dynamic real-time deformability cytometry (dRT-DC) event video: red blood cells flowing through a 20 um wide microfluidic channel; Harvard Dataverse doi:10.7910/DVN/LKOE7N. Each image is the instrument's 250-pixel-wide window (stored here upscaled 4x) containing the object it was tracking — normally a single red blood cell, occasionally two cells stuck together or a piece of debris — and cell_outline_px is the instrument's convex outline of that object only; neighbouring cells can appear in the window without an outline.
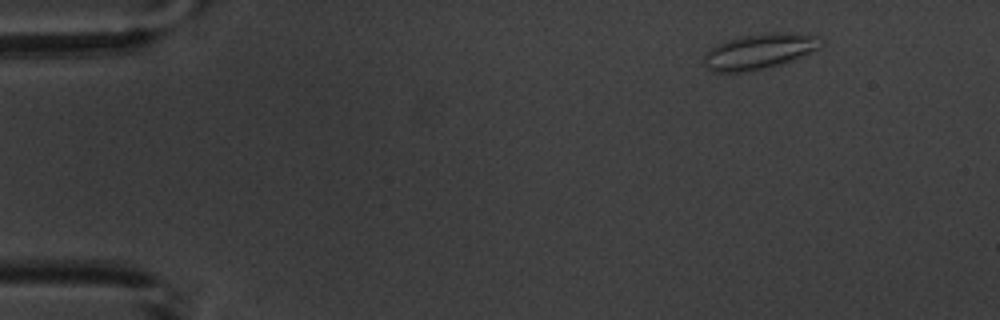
{"species": "common noctule bat (a hibernating species)", "species_latin": "Nyctalus noctula", "temperature_condition": "warm", "stored_images_in_passage": 4, "camera_frame_rate_fps": 3000, "um_per_image_px": 0.085, "animal": {"sex": "male", "body_mass_g": 20.1, "forearm_length_mm": 53.5}, "frame": {"image": 1, "passage_image": 1, "time_ms": 0.0, "image_size_px": [1000, 320], "cell_outline_px": [[820, 48], [784, 64], [752, 72], [712, 72], [704, 64], [704, 52], [708, 48], [716, 44], [728, 40], [744, 36], [772, 32], [792, 32], [820, 36]], "centroid_in_image_um": [64.53, 4.38], "position_along_channel_um": 20.5, "area_um2": 24.51}}
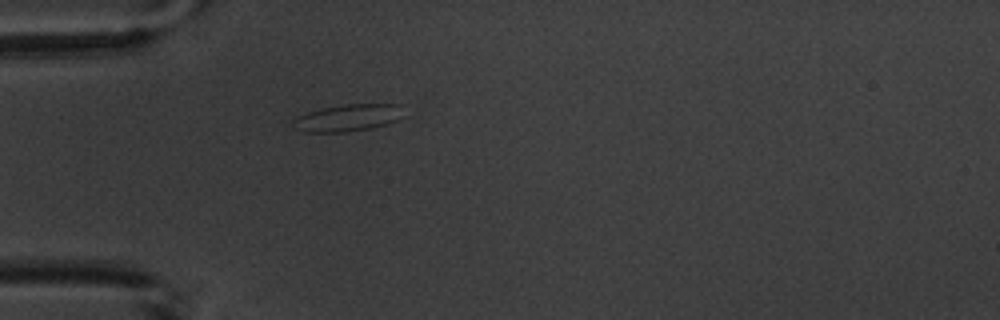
{"frame": {"image": 2, "passage_image": 4, "time_ms": 3.333, "image_size_px": [1000, 320], "cell_outline_px": [[404, 104], [396, 120], [388, 124], [372, 128], [344, 132], [304, 132], [292, 128], [292, 120], [296, 116], [320, 108], [344, 104]], "centroid_in_image_um": [29.49, 10.01], "position_along_channel_um": 55.5, "area_um2": 17.51}}